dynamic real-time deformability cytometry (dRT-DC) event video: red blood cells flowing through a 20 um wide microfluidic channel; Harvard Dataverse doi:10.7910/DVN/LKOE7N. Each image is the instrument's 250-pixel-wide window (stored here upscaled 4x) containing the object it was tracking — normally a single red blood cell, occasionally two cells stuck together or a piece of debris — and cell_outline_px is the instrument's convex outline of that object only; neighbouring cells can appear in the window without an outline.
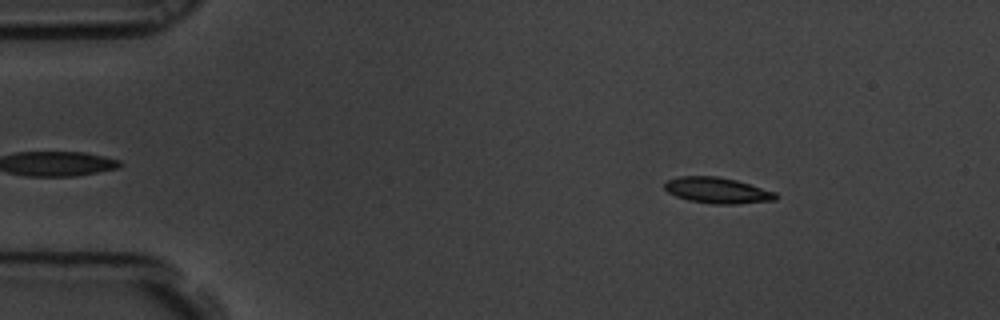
{"species": "common noctule bat (a hibernating species)", "species_latin": "Nyctalus noctula", "temperature_condition": "room temperature", "stored_images_in_passage": 9, "camera_frame_rate_fps": 3000, "um_per_image_px": 0.085, "animal": {"sex": "male", "body_mass_g": 19.5, "forearm_length_mm": 54.6}, "frame": {"image": 1, "passage_image": 1, "time_ms": 0.0, "image_size_px": [1000, 320], "cell_outline_px": [[780, 196], [776, 200], [736, 204], [712, 204], [688, 200], [676, 196], [668, 192], [664, 188], [664, 184], [668, 180], [680, 176], [716, 176], [736, 180], [776, 192]], "centroid_in_image_um": [61.0, 16.19], "position_along_channel_um": 24.0, "area_um2": 16.82}}
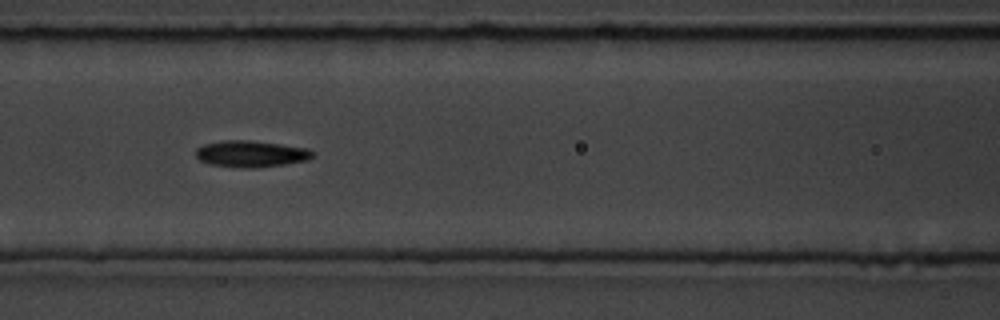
{"frame": {"image": 2, "passage_image": 6, "time_ms": 1.667, "image_size_px": [1000, 320], "cell_outline_px": [[316, 156], [308, 160], [284, 164], [256, 168], [244, 168], [208, 164], [200, 160], [196, 156], [196, 148], [204, 144], [224, 140], [248, 140], [308, 148], [316, 152]], "centroid_in_image_um": [21.36, 13.08], "position_along_channel_um": 145.2, "area_um2": 18.15}}
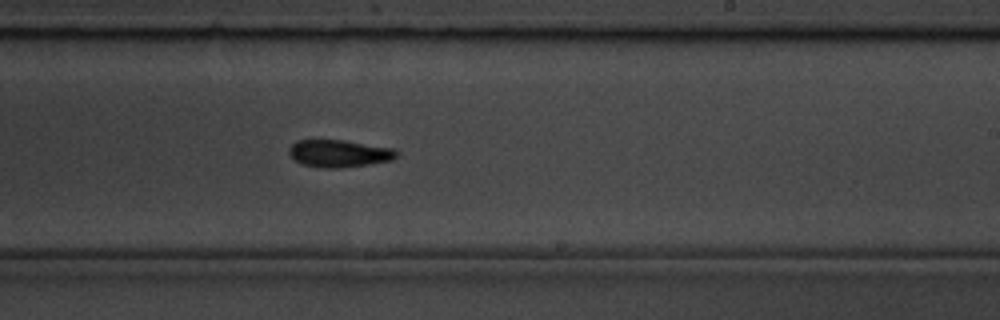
{"frame": {"image": 3, "passage_image": 9, "time_ms": 2.667, "image_size_px": [1000, 320], "cell_outline_px": [[400, 152], [392, 160], [368, 164], [340, 168], [320, 168], [300, 164], [288, 152], [288, 148], [296, 140], [344, 140], [396, 148]], "centroid_in_image_um": [28.84, 13.04], "position_along_channel_um": 260.2, "area_um2": 17.34}}